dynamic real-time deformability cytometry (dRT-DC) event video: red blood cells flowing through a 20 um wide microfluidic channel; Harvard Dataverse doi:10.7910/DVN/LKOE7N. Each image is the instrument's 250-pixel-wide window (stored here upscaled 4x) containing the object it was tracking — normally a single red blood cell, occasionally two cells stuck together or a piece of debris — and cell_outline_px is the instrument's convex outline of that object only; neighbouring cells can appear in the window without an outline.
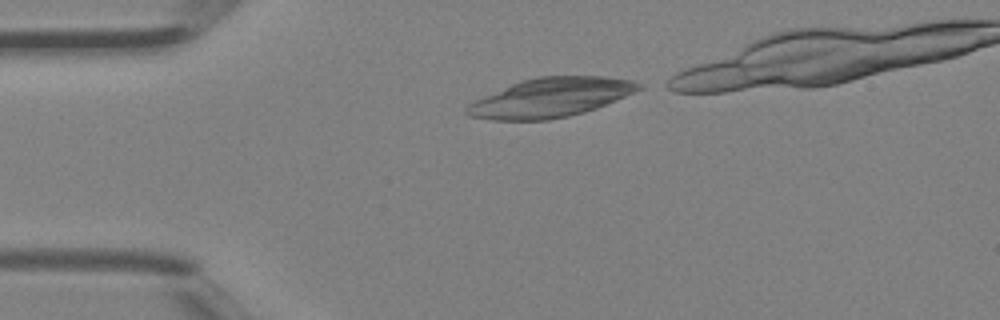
{"species": "Egyptian fruit bat (a non-hibernating species)", "species_latin": "Rousettus aegyptiacus", "temperature_condition": "room temperature", "stored_images_in_passage": 16, "camera_frame_rate_fps": 3000, "um_per_image_px": 0.085, "animal": {"sex": "female"}, "frame": {"image": 1, "passage_image": 1, "time_ms": 0.0, "image_size_px": [1000, 320], "cell_outline_px": [[644, 88], [616, 100], [596, 108], [584, 112], [568, 116], [548, 120], [492, 120], [468, 116], [464, 112], [464, 108], [468, 104], [484, 96], [520, 80], [536, 76], [604, 76], [632, 80], [644, 84]], "centroid_in_image_um": [46.81, 8.29], "position_along_channel_um": 38.2, "area_um2": 39.36}}
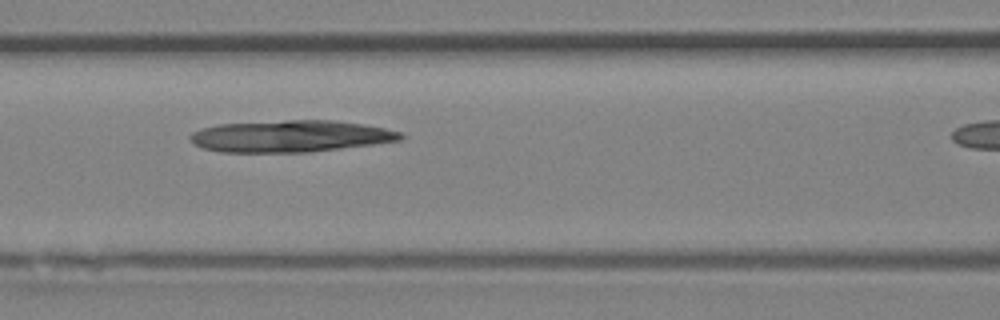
{"frame": {"image": 2, "passage_image": 10, "time_ms": 3.0, "image_size_px": [1000, 320], "cell_outline_px": [[404, 136], [400, 140], [372, 144], [308, 152], [220, 152], [204, 148], [192, 144], [188, 136], [192, 132], [200, 128], [220, 124], [288, 120], [332, 120], [360, 124], [384, 128], [400, 132]], "centroid_in_image_um": [24.62, 11.58], "position_along_channel_um": 142.0, "area_um2": 38.73}}